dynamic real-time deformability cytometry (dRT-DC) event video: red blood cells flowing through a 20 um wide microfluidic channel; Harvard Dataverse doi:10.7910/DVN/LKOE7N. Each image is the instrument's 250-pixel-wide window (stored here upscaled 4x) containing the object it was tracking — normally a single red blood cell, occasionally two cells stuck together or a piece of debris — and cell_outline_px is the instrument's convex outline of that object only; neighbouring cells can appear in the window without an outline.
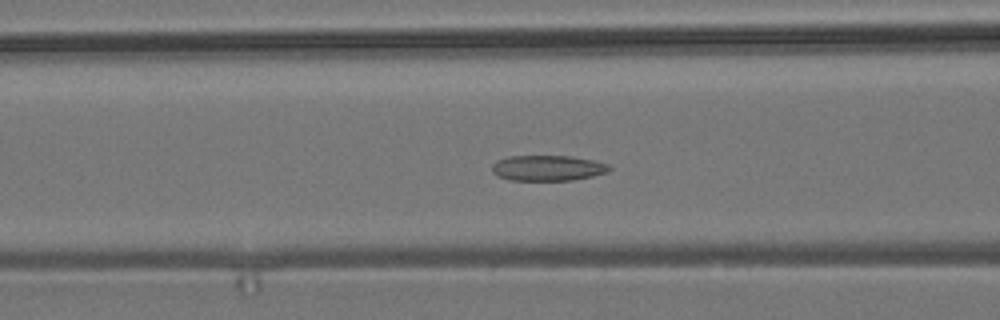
{"species": "common noctule bat (a hibernating species)", "species_latin": "Nyctalus noctula", "temperature_condition": "room temperature", "stored_images_in_passage": 54, "camera_frame_rate_fps": 3000, "um_per_image_px": 0.085, "animal": {"sex": "male", "body_mass_g": 19.2, "forearm_length_mm": 51.8}, "frame": {"image": 1, "passage_image": 21, "time_ms": 6.667, "image_size_px": [1000, 320], "cell_outline_px": [[612, 168], [608, 172], [592, 176], [572, 180], [508, 180], [496, 176], [492, 172], [492, 164], [496, 160], [508, 156], [572, 156], [592, 160], [608, 164]], "centroid_in_image_um": [46.52, 14.28], "position_along_channel_um": 120.1, "area_um2": 17.57}}
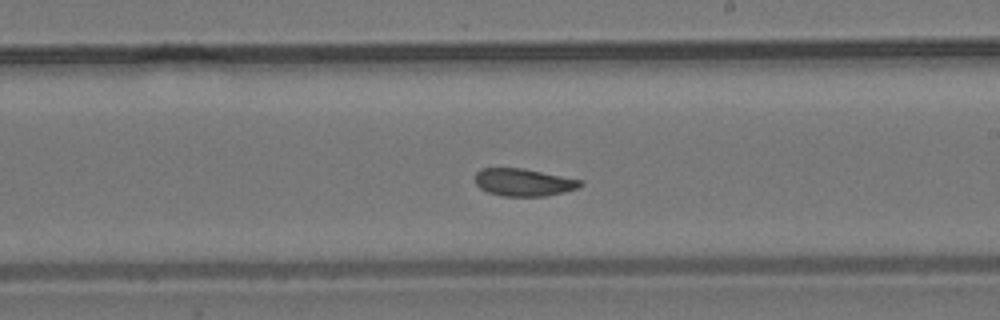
{"frame": {"image": 2, "passage_image": 31, "time_ms": 10.0, "image_size_px": [1000, 320], "cell_outline_px": [[584, 184], [580, 188], [564, 192], [544, 196], [504, 196], [488, 192], [480, 188], [476, 184], [476, 172], [480, 168], [524, 168], [580, 180]], "centroid_in_image_um": [44.51, 15.49], "position_along_channel_um": 244.5, "area_um2": 16.82}}
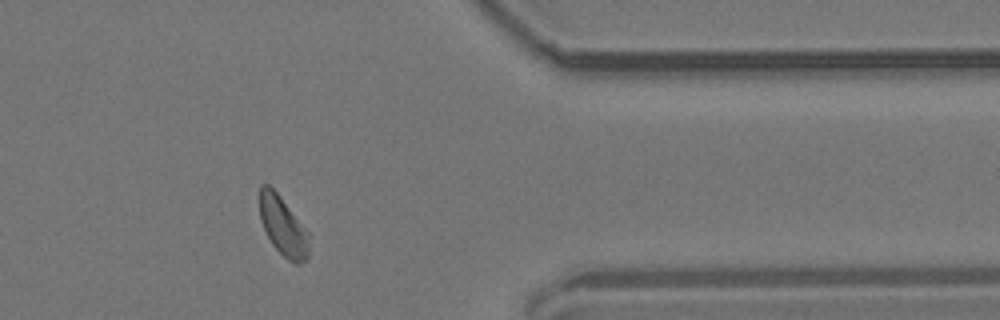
{"frame": {"image": 3, "passage_image": 44, "time_ms": 14.333, "image_size_px": [1000, 320], "cell_outline_px": [[308, 256], [300, 264], [296, 264], [288, 260], [272, 244], [260, 220], [260, 184], [268, 184], [280, 196], [308, 232]], "centroid_in_image_um": [24.04, 19.22], "position_along_channel_um": 387.4, "area_um2": 16.65}, "authors_computed_cell_mechanics": {"area_um2": 17.6001, "velocity_mm_per_s": 3.7326, "shape_relaxation_time_tau1_ms": 3.5792, "shape_relaxation_time_tau2_ms": 2.0107, "deformation_change_tau1": 0.0924, "deformation_change_tau2": 0.079}}